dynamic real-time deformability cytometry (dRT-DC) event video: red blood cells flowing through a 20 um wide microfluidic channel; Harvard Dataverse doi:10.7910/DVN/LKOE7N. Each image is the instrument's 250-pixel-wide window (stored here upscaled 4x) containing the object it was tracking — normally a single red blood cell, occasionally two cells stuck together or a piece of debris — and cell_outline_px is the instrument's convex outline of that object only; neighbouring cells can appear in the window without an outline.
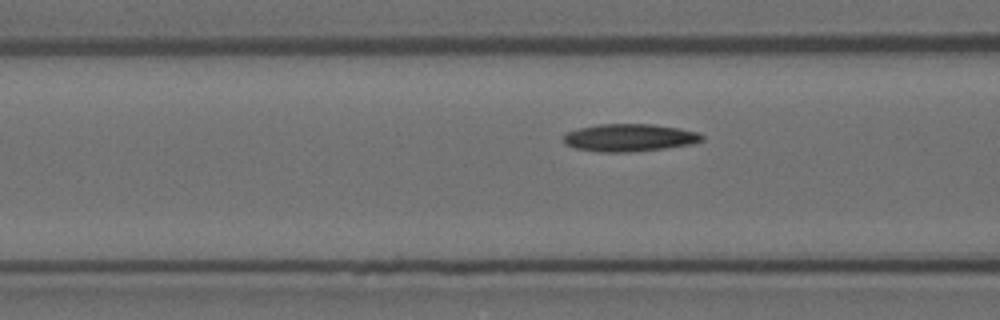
{"species": "Egyptian fruit bat (a non-hibernating species)", "species_latin": "Rousettus aegyptiacus", "temperature_condition": "room temperature", "stored_images_in_passage": 19, "camera_frame_rate_fps": 3000, "um_per_image_px": 0.085, "animal": {"sex": "female"}, "frame": {"image": 1, "passage_image": 16, "time_ms": 5.0, "image_size_px": [1000, 320], "cell_outline_px": [[704, 140], [692, 144], [664, 148], [632, 152], [600, 152], [576, 148], [564, 144], [560, 136], [568, 132], [580, 128], [600, 124], [652, 124], [680, 128], [700, 132], [704, 136]], "centroid_in_image_um": [53.51, 11.7], "position_along_channel_um": 113.1, "area_um2": 22.43}}